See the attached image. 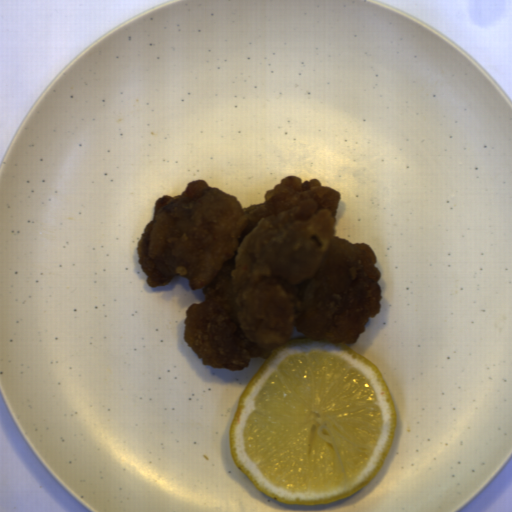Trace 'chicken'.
I'll list each match as a JSON object with an SVG mask.
<instances>
[{
	"instance_id": "ae283196",
	"label": "chicken",
	"mask_w": 512,
	"mask_h": 512,
	"mask_svg": "<svg viewBox=\"0 0 512 512\" xmlns=\"http://www.w3.org/2000/svg\"><path fill=\"white\" fill-rule=\"evenodd\" d=\"M341 198L318 177L289 174L248 207L202 178L155 200L137 242L139 266L150 287L183 276L193 292L203 289L183 322L184 342L203 366L244 371L294 328L354 344L380 314L375 252L336 236Z\"/></svg>"
}]
</instances>
